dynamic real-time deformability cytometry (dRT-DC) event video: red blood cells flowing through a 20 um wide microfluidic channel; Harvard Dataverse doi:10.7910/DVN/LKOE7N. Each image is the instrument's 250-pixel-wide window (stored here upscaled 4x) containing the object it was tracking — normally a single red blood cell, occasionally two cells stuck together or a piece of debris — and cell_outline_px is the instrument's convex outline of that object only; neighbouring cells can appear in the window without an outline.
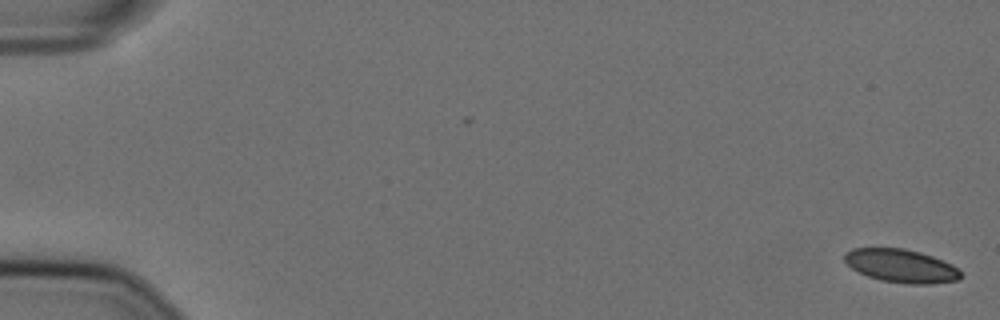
{"species": "Egyptian fruit bat (a non-hibernating species)", "species_latin": "Rousettus aegyptiacus", "temperature_condition": "cold", "stored_images_in_passage": 13, "camera_frame_rate_fps": 3000, "um_per_image_px": 0.085, "animal": {"sex": "female"}, "frame": {"image": 1, "passage_image": 1, "time_ms": 0.0, "image_size_px": [1000, 320], "cell_outline_px": [[960, 280], [928, 284], [908, 284], [880, 280], [868, 276], [852, 268], [844, 260], [844, 252], [852, 248], [904, 248], [920, 252], [932, 256], [952, 264], [960, 268]], "centroid_in_image_um": [76.61, 22.59], "position_along_channel_um": 8.4, "area_um2": 22.6}}